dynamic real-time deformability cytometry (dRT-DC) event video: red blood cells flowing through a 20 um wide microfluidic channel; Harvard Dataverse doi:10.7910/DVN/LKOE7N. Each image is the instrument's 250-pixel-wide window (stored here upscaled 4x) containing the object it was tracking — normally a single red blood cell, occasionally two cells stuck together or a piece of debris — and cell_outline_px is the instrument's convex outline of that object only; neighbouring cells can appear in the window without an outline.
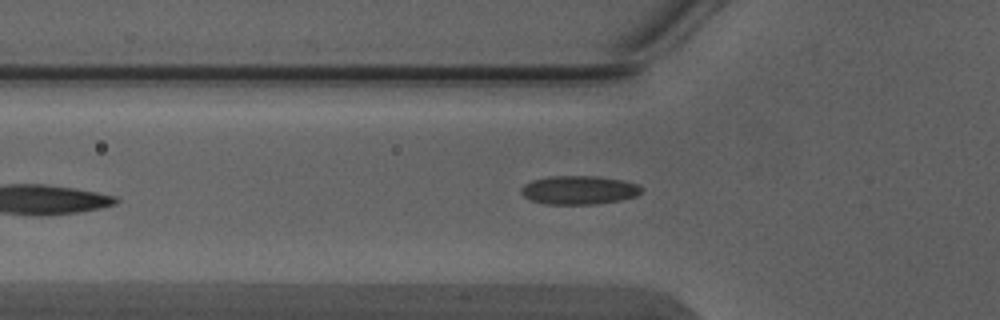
{"species": "Egyptian fruit bat (a non-hibernating species)", "species_latin": "Rousettus aegyptiacus", "temperature_condition": "warm", "stored_images_in_passage": 6, "camera_frame_rate_fps": 3000, "um_per_image_px": 0.085, "animal": {"sex": "male"}, "frame": {"image": 1, "passage_image": 5, "time_ms": 1.333, "image_size_px": [1000, 320], "cell_outline_px": [[644, 188], [636, 196], [620, 200], [596, 204], [544, 204], [528, 200], [520, 192], [520, 188], [524, 184], [532, 180], [548, 176], [600, 176], [624, 180], [640, 184]], "centroid_in_image_um": [49.21, 16.15], "position_along_channel_um": 76.6, "area_um2": 20.46}}
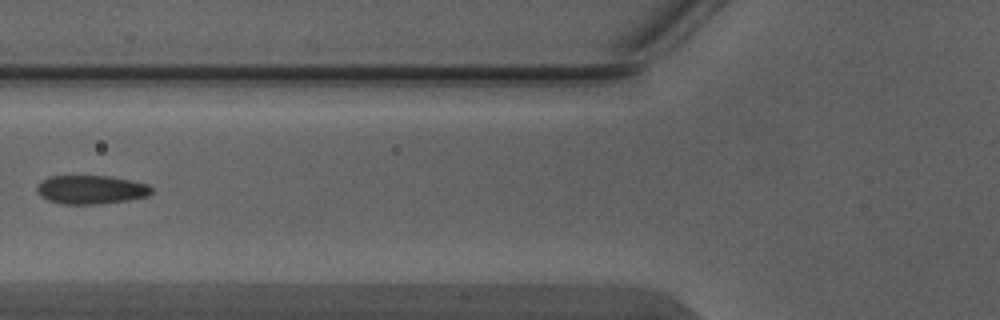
{"frame": {"image": 2, "passage_image": 6, "time_ms": 1.667, "image_size_px": [1000, 320], "cell_outline_px": [[152, 192], [148, 196], [128, 200], [100, 204], [64, 204], [48, 200], [40, 196], [36, 188], [48, 176], [112, 176], [132, 180], [148, 184], [152, 188]], "centroid_in_image_um": [7.77, 16.12], "position_along_channel_um": 118.0, "area_um2": 19.19}}